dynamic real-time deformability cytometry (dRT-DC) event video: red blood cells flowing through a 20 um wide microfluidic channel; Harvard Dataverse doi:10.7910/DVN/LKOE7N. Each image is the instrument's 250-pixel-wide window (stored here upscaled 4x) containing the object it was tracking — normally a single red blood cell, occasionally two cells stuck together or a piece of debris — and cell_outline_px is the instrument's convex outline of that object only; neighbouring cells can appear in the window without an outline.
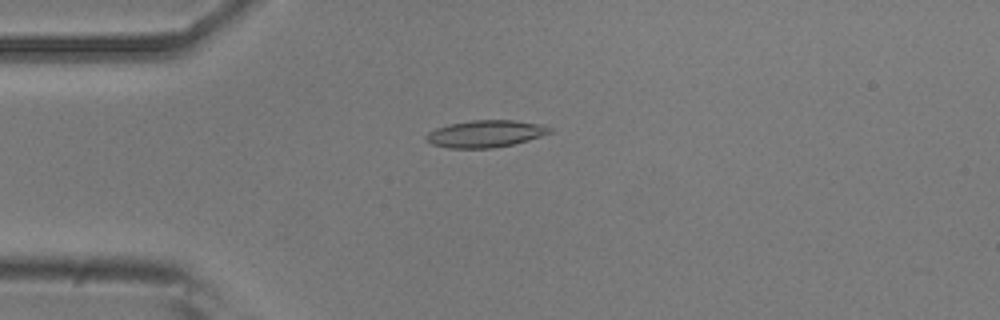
{"species": "common noctule bat (a hibernating species)", "species_latin": "Nyctalus noctula", "temperature_condition": "room temperature", "stored_images_in_passage": 53, "camera_frame_rate_fps": 3000, "um_per_image_px": 0.085, "animal": {"sex": "male", "body_mass_g": 20.5, "forearm_length_mm": 52.5}, "frame": {"image": 1, "passage_image": 13, "time_ms": 4.0, "image_size_px": [1000, 320], "cell_outline_px": [[552, 132], [528, 140], [512, 144], [492, 148], [448, 148], [432, 144], [424, 136], [428, 132], [436, 128], [448, 124], [472, 120], [516, 120], [540, 124], [552, 128]], "centroid_in_image_um": [41.25, 11.36], "position_along_channel_um": 43.7, "area_um2": 19.42}}
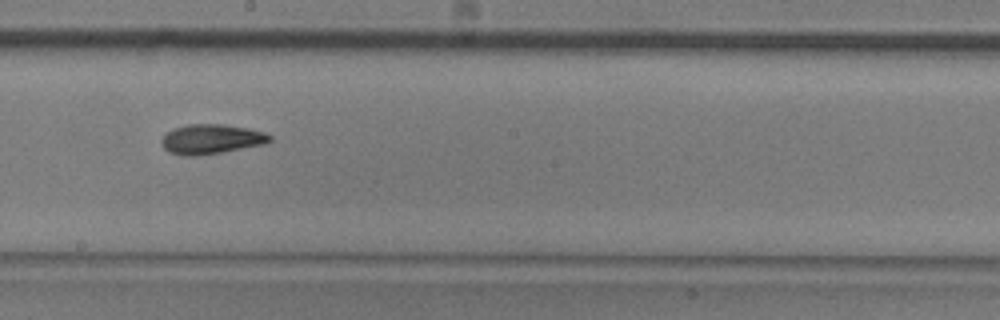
{"frame": {"image": 2, "passage_image": 29, "time_ms": 9.333, "image_size_px": [1000, 320], "cell_outline_px": [[272, 140], [264, 144], [220, 152], [196, 156], [180, 156], [168, 152], [160, 144], [160, 140], [168, 132], [176, 128], [188, 124], [224, 124], [248, 128], [264, 132], [272, 136]], "centroid_in_image_um": [17.94, 11.83], "position_along_channel_um": 230.3, "area_um2": 18.73}}
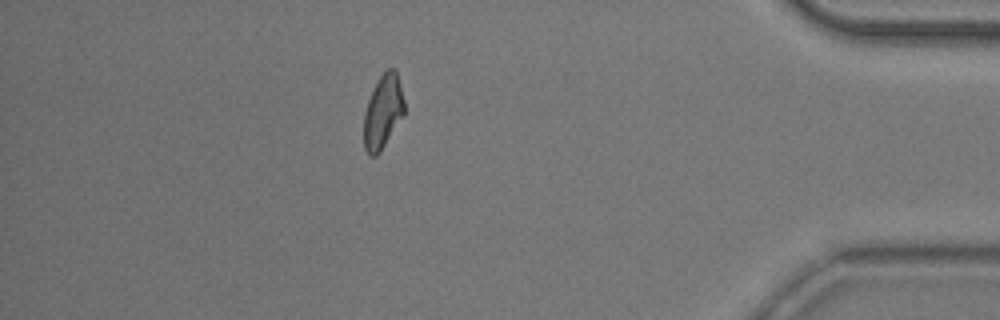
{"frame": {"image": 3, "passage_image": 46, "time_ms": 15.0, "image_size_px": [1000, 320], "cell_outline_px": [[404, 116], [380, 152], [376, 156], [368, 156], [364, 148], [364, 116], [368, 100], [380, 76], [388, 68], [392, 68], [396, 72], [404, 100]], "centroid_in_image_um": [32.55, 9.55], "position_along_channel_um": 402.6, "area_um2": 17.22}, "authors_computed_cell_mechanics": {"area_um2": 18.3804, "velocity_mm_per_s": 3.8209, "shape_relaxation_time_tau1_ms": 5.0109, "shape_relaxation_time_tau2_ms": 5.5743, "deformation_change_tau1": 0.1433, "deformation_change_tau2": 0.1341}}